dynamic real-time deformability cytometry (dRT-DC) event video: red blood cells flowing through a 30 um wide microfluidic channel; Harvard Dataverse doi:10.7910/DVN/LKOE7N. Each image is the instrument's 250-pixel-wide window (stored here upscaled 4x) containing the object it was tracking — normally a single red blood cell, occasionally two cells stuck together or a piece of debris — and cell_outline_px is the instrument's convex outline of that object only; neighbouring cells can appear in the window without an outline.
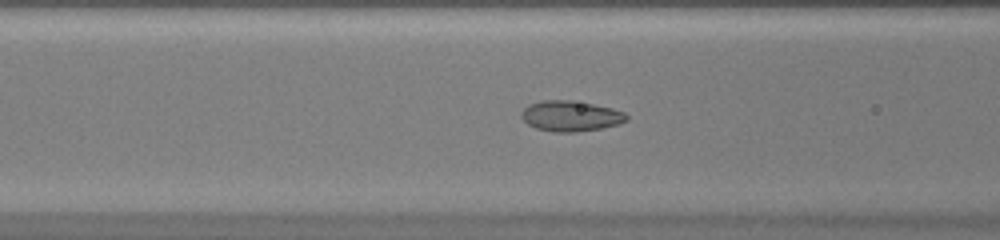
{"species": "common noctule bat (a hibernating species)", "species_latin": "Nyctalus noctula", "temperature_condition": "warm", "stored_images_in_passage": 47, "camera_frame_rate_fps": 3000, "um_per_image_px": 0.085, "animal": {"sex": "female", "body_mass_g": 20.0, "forearm_length_mm": 54.0}, "frame": {"image": 1, "passage_image": 22, "time_ms": 7.0, "image_size_px": [1000, 240], "cell_outline_px": [[628, 120], [620, 124], [600, 128], [576, 132], [552, 132], [536, 128], [528, 124], [520, 116], [520, 112], [528, 104], [540, 100], [572, 100], [612, 108], [624, 112], [628, 116]], "centroid_in_image_um": [48.49, 9.86], "position_along_channel_um": 118.1, "area_um2": 18.84}}
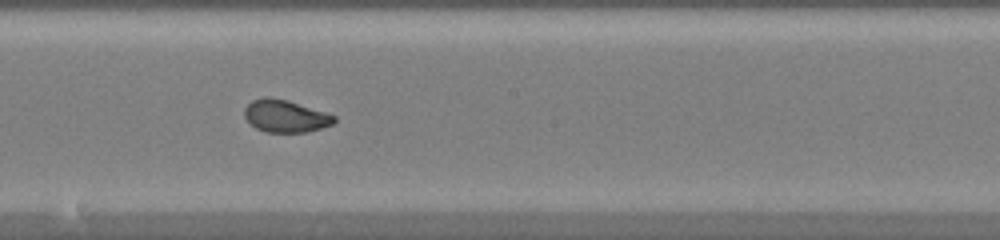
{"frame": {"image": 2, "passage_image": 30, "time_ms": 9.667, "image_size_px": [1000, 240], "cell_outline_px": [[336, 120], [332, 124], [320, 128], [304, 132], [268, 132], [256, 128], [244, 116], [244, 108], [252, 100], [264, 96], [268, 96], [288, 100], [336, 116]], "centroid_in_image_um": [24.23, 9.85], "position_along_channel_um": 224.0, "area_um2": 16.76}}
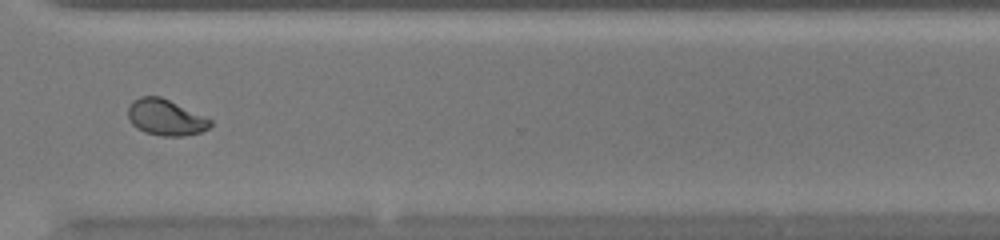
{"frame": {"image": 3, "passage_image": 40, "time_ms": 13.0, "image_size_px": [1000, 240], "cell_outline_px": [[212, 124], [208, 128], [200, 132], [184, 136], [160, 136], [144, 132], [136, 128], [132, 124], [128, 116], [128, 108], [132, 100], [140, 96], [160, 96], [212, 120]], "centroid_in_image_um": [14.04, 9.99], "position_along_channel_um": 356.6, "area_um2": 17.22}}